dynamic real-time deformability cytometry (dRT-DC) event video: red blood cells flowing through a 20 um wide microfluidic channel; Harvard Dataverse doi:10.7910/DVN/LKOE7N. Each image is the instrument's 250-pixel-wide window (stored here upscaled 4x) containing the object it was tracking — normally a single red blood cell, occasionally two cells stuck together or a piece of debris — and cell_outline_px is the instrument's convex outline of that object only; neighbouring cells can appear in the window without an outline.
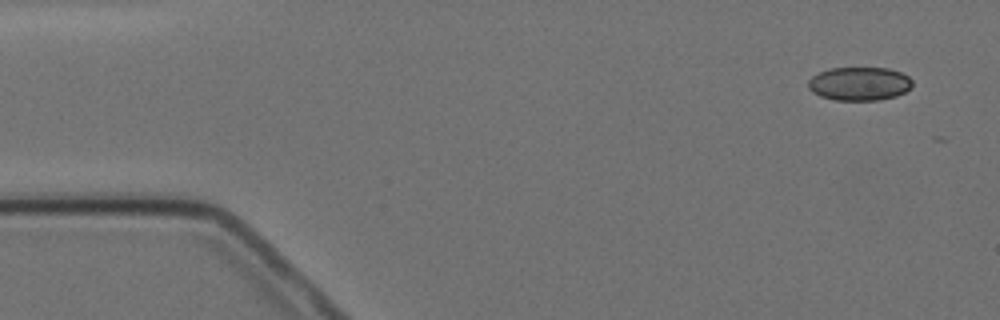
{"species": "Egyptian fruit bat (a non-hibernating species)", "species_latin": "Rousettus aegyptiacus", "temperature_condition": "cold", "stored_images_in_passage": 4, "camera_frame_rate_fps": 3000, "um_per_image_px": 0.085, "animal": {"sex": "female"}, "frame": {"image": 1, "passage_image": 1, "time_ms": 0.0, "image_size_px": [1000, 320], "cell_outline_px": [[912, 88], [896, 96], [880, 100], [836, 100], [820, 96], [812, 92], [808, 88], [808, 80], [812, 76], [828, 68], [888, 68], [900, 72], [908, 76], [912, 80]], "centroid_in_image_um": [73.05, 7.12], "position_along_channel_um": 12.0, "area_um2": 20.46}}